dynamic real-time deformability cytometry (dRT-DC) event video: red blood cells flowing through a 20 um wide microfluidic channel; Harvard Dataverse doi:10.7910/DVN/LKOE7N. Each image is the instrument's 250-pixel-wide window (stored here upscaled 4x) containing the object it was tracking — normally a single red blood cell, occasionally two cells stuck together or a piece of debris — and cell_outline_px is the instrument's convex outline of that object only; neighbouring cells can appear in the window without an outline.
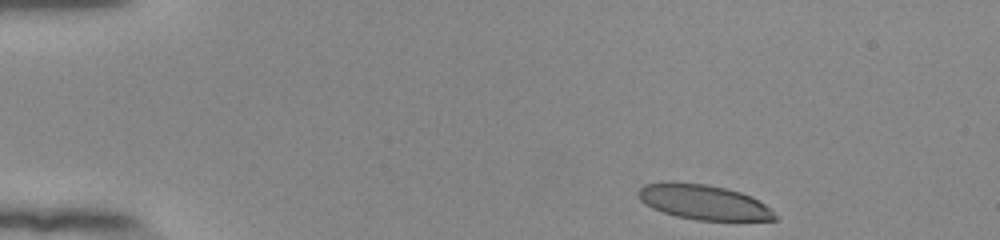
{"species": "human", "species_latin": "Homo sapiens", "temperature_condition": "room temperature", "stored_images_in_passage": 46, "camera_frame_rate_fps": 3000, "um_per_image_px": 0.085, "donor": {"sex": "female"}, "frame": {"image": 1, "passage_image": 1, "time_ms": 0.0, "image_size_px": [1000, 240], "cell_outline_px": [[776, 220], [696, 220], [676, 216], [652, 208], [644, 204], [640, 200], [636, 192], [644, 184], [664, 180], [672, 180], [708, 184], [740, 192], [752, 196], [772, 208], [776, 216]], "centroid_in_image_um": [59.76, 17.15], "position_along_channel_um": 25.2, "area_um2": 28.32}}
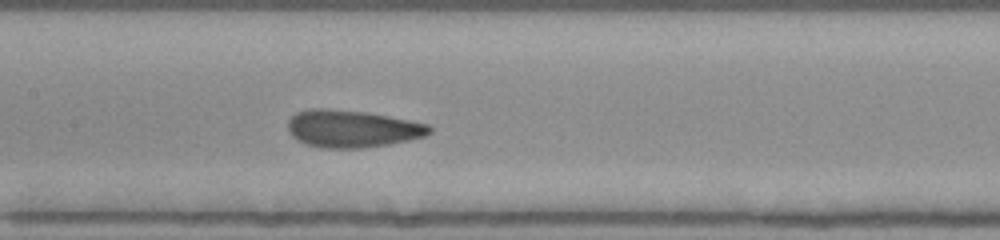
{"frame": {"image": 2, "passage_image": 20, "time_ms": 6.333, "image_size_px": [1000, 240], "cell_outline_px": [[432, 132], [424, 136], [408, 140], [388, 144], [360, 148], [320, 148], [296, 140], [288, 132], [288, 120], [296, 112], [308, 108], [324, 108], [364, 112], [388, 116], [428, 124], [432, 128]], "centroid_in_image_um": [29.89, 10.94], "position_along_channel_um": 177.5, "area_um2": 30.75}}
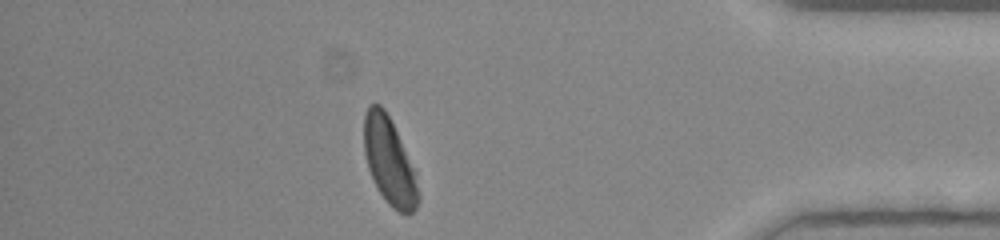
{"frame": {"image": 3, "passage_image": 40, "time_ms": 13.0, "image_size_px": [1000, 240], "cell_outline_px": [[420, 200], [416, 208], [408, 216], [392, 208], [388, 204], [372, 180], [368, 168], [364, 152], [364, 116], [368, 104], [380, 104], [384, 108], [416, 168], [420, 196]], "centroid_in_image_um": [33.13, 13.74], "position_along_channel_um": 402.1, "area_um2": 28.03}, "authors_computed_cell_mechanics": {"area_um2": 30.0849, "velocity_mm_per_s": 3.8838, "shape_relaxation_time_tau1_ms": 4.003, "shape_relaxation_time_tau2_ms": 0.8235, "deformation_change_tau1": 0.1456, "deformation_change_tau2": 0.0579}}